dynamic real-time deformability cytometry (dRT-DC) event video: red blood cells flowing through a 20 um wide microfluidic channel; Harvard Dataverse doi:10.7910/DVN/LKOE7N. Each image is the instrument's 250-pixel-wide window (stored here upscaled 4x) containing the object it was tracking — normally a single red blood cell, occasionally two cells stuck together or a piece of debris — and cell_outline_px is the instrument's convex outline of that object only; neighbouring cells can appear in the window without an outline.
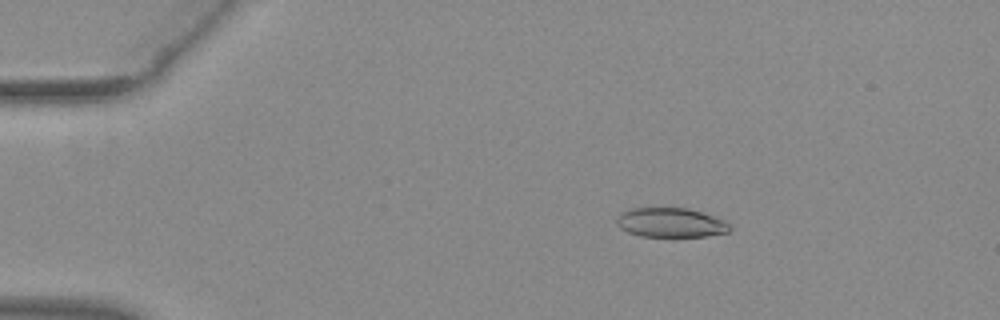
{"species": "common noctule bat (a hibernating species)", "species_latin": "Nyctalus noctula", "temperature_condition": "warm", "stored_images_in_passage": 53, "camera_frame_rate_fps": 3000, "um_per_image_px": 0.085, "animal": {"sex": "female", "body_mass_g": 29.2, "forearm_length_mm": 56.3}, "frame": {"image": 1, "passage_image": 10, "time_ms": 3.0, "image_size_px": [1000, 320], "cell_outline_px": [[732, 228], [728, 232], [708, 236], [640, 236], [628, 232], [620, 228], [616, 224], [616, 216], [620, 212], [632, 208], [688, 208], [724, 220], [732, 224]], "centroid_in_image_um": [57.0, 18.92], "position_along_channel_um": 28.0, "area_um2": 19.48}}
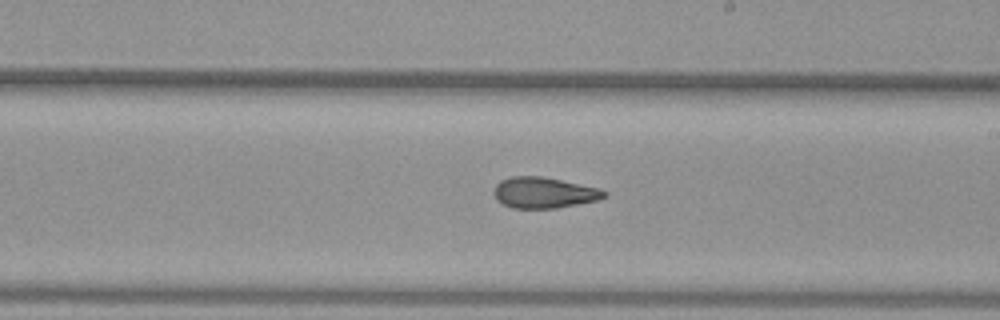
{"frame": {"image": 2, "passage_image": 32, "time_ms": 10.333, "image_size_px": [1000, 320], "cell_outline_px": [[608, 196], [600, 200], [556, 208], [512, 208], [496, 200], [492, 192], [496, 184], [500, 180], [512, 176], [544, 176], [600, 188], [608, 192]], "centroid_in_image_um": [46.26, 16.37], "position_along_channel_um": 242.7, "area_um2": 20.23}}
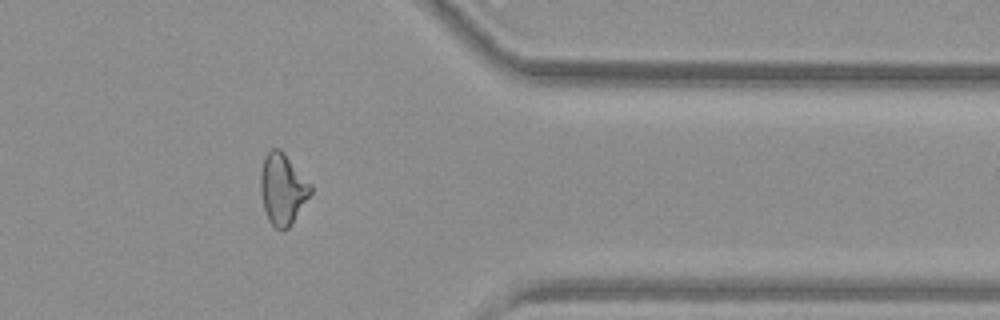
{"frame": {"image": 3, "passage_image": 44, "time_ms": 14.333, "image_size_px": [1000, 320], "cell_outline_px": [[312, 192], [288, 228], [276, 228], [268, 220], [264, 208], [260, 192], [260, 172], [264, 156], [272, 148], [280, 148], [284, 152], [312, 184]], "centroid_in_image_um": [24.01, 16.01], "position_along_channel_um": 387.4, "area_um2": 20.69}, "authors_computed_cell_mechanics": {"area_um2": 20.6924, "velocity_mm_per_s": 3.9501, "shape_relaxation_time_tau1_ms": null, "shape_relaxation_time_tau2_ms": 2.2834, "deformation_change_tau1": null, "deformation_change_tau2": 0.0897}}